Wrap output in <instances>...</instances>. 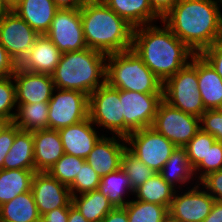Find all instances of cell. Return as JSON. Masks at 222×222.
Wrapping results in <instances>:
<instances>
[{
  "instance_id": "obj_1",
  "label": "cell",
  "mask_w": 222,
  "mask_h": 222,
  "mask_svg": "<svg viewBox=\"0 0 222 222\" xmlns=\"http://www.w3.org/2000/svg\"><path fill=\"white\" fill-rule=\"evenodd\" d=\"M213 0H179L163 23L194 53L222 39V13Z\"/></svg>"
},
{
  "instance_id": "obj_2",
  "label": "cell",
  "mask_w": 222,
  "mask_h": 222,
  "mask_svg": "<svg viewBox=\"0 0 222 222\" xmlns=\"http://www.w3.org/2000/svg\"><path fill=\"white\" fill-rule=\"evenodd\" d=\"M161 23L134 28L132 50L163 83L187 66L196 53Z\"/></svg>"
},
{
  "instance_id": "obj_3",
  "label": "cell",
  "mask_w": 222,
  "mask_h": 222,
  "mask_svg": "<svg viewBox=\"0 0 222 222\" xmlns=\"http://www.w3.org/2000/svg\"><path fill=\"white\" fill-rule=\"evenodd\" d=\"M80 14L88 48L106 55L132 49L134 28L102 0H87Z\"/></svg>"
},
{
  "instance_id": "obj_4",
  "label": "cell",
  "mask_w": 222,
  "mask_h": 222,
  "mask_svg": "<svg viewBox=\"0 0 222 222\" xmlns=\"http://www.w3.org/2000/svg\"><path fill=\"white\" fill-rule=\"evenodd\" d=\"M107 55L90 48L63 53L53 72L55 88L77 90L88 96L106 83Z\"/></svg>"
},
{
  "instance_id": "obj_5",
  "label": "cell",
  "mask_w": 222,
  "mask_h": 222,
  "mask_svg": "<svg viewBox=\"0 0 222 222\" xmlns=\"http://www.w3.org/2000/svg\"><path fill=\"white\" fill-rule=\"evenodd\" d=\"M106 83L119 90L163 94V83L132 49L107 55Z\"/></svg>"
},
{
  "instance_id": "obj_6",
  "label": "cell",
  "mask_w": 222,
  "mask_h": 222,
  "mask_svg": "<svg viewBox=\"0 0 222 222\" xmlns=\"http://www.w3.org/2000/svg\"><path fill=\"white\" fill-rule=\"evenodd\" d=\"M197 54L191 62L163 82V101L187 114L200 118L206 111L199 88Z\"/></svg>"
},
{
  "instance_id": "obj_7",
  "label": "cell",
  "mask_w": 222,
  "mask_h": 222,
  "mask_svg": "<svg viewBox=\"0 0 222 222\" xmlns=\"http://www.w3.org/2000/svg\"><path fill=\"white\" fill-rule=\"evenodd\" d=\"M89 118L96 127H103L110 135L124 138L119 89L104 83L93 91L89 95Z\"/></svg>"
},
{
  "instance_id": "obj_8",
  "label": "cell",
  "mask_w": 222,
  "mask_h": 222,
  "mask_svg": "<svg viewBox=\"0 0 222 222\" xmlns=\"http://www.w3.org/2000/svg\"><path fill=\"white\" fill-rule=\"evenodd\" d=\"M127 149L159 173L176 146L152 127L133 131L126 137Z\"/></svg>"
},
{
  "instance_id": "obj_9",
  "label": "cell",
  "mask_w": 222,
  "mask_h": 222,
  "mask_svg": "<svg viewBox=\"0 0 222 222\" xmlns=\"http://www.w3.org/2000/svg\"><path fill=\"white\" fill-rule=\"evenodd\" d=\"M48 103L49 129L59 130L89 117V96L81 91L55 88Z\"/></svg>"
},
{
  "instance_id": "obj_10",
  "label": "cell",
  "mask_w": 222,
  "mask_h": 222,
  "mask_svg": "<svg viewBox=\"0 0 222 222\" xmlns=\"http://www.w3.org/2000/svg\"><path fill=\"white\" fill-rule=\"evenodd\" d=\"M124 117V138L133 131L152 127L163 94L119 90Z\"/></svg>"
},
{
  "instance_id": "obj_11",
  "label": "cell",
  "mask_w": 222,
  "mask_h": 222,
  "mask_svg": "<svg viewBox=\"0 0 222 222\" xmlns=\"http://www.w3.org/2000/svg\"><path fill=\"white\" fill-rule=\"evenodd\" d=\"M152 128L165 136L176 147H184L200 130V118L162 101L159 104Z\"/></svg>"
},
{
  "instance_id": "obj_12",
  "label": "cell",
  "mask_w": 222,
  "mask_h": 222,
  "mask_svg": "<svg viewBox=\"0 0 222 222\" xmlns=\"http://www.w3.org/2000/svg\"><path fill=\"white\" fill-rule=\"evenodd\" d=\"M186 186L185 192L175 191L168 214L180 222H203L215 199L197 181Z\"/></svg>"
},
{
  "instance_id": "obj_13",
  "label": "cell",
  "mask_w": 222,
  "mask_h": 222,
  "mask_svg": "<svg viewBox=\"0 0 222 222\" xmlns=\"http://www.w3.org/2000/svg\"><path fill=\"white\" fill-rule=\"evenodd\" d=\"M45 35L62 54L87 48L80 9H59Z\"/></svg>"
},
{
  "instance_id": "obj_14",
  "label": "cell",
  "mask_w": 222,
  "mask_h": 222,
  "mask_svg": "<svg viewBox=\"0 0 222 222\" xmlns=\"http://www.w3.org/2000/svg\"><path fill=\"white\" fill-rule=\"evenodd\" d=\"M39 36L15 11L0 23V44L18 65Z\"/></svg>"
},
{
  "instance_id": "obj_15",
  "label": "cell",
  "mask_w": 222,
  "mask_h": 222,
  "mask_svg": "<svg viewBox=\"0 0 222 222\" xmlns=\"http://www.w3.org/2000/svg\"><path fill=\"white\" fill-rule=\"evenodd\" d=\"M31 192L41 217L55 208L69 207L72 204L69 187L48 172H35Z\"/></svg>"
},
{
  "instance_id": "obj_16",
  "label": "cell",
  "mask_w": 222,
  "mask_h": 222,
  "mask_svg": "<svg viewBox=\"0 0 222 222\" xmlns=\"http://www.w3.org/2000/svg\"><path fill=\"white\" fill-rule=\"evenodd\" d=\"M16 86V103H48L55 89L51 75L23 70L18 66L12 75Z\"/></svg>"
},
{
  "instance_id": "obj_17",
  "label": "cell",
  "mask_w": 222,
  "mask_h": 222,
  "mask_svg": "<svg viewBox=\"0 0 222 222\" xmlns=\"http://www.w3.org/2000/svg\"><path fill=\"white\" fill-rule=\"evenodd\" d=\"M103 135L85 159L99 176H105L121 167L122 154L127 148L126 138Z\"/></svg>"
},
{
  "instance_id": "obj_18",
  "label": "cell",
  "mask_w": 222,
  "mask_h": 222,
  "mask_svg": "<svg viewBox=\"0 0 222 222\" xmlns=\"http://www.w3.org/2000/svg\"><path fill=\"white\" fill-rule=\"evenodd\" d=\"M90 118L58 130L65 154L86 159L97 141L106 134H99Z\"/></svg>"
},
{
  "instance_id": "obj_19",
  "label": "cell",
  "mask_w": 222,
  "mask_h": 222,
  "mask_svg": "<svg viewBox=\"0 0 222 222\" xmlns=\"http://www.w3.org/2000/svg\"><path fill=\"white\" fill-rule=\"evenodd\" d=\"M61 56L60 50L46 35H39L18 67L34 73L52 75Z\"/></svg>"
},
{
  "instance_id": "obj_20",
  "label": "cell",
  "mask_w": 222,
  "mask_h": 222,
  "mask_svg": "<svg viewBox=\"0 0 222 222\" xmlns=\"http://www.w3.org/2000/svg\"><path fill=\"white\" fill-rule=\"evenodd\" d=\"M34 168L36 172L48 170L65 154L58 130L33 131Z\"/></svg>"
},
{
  "instance_id": "obj_21",
  "label": "cell",
  "mask_w": 222,
  "mask_h": 222,
  "mask_svg": "<svg viewBox=\"0 0 222 222\" xmlns=\"http://www.w3.org/2000/svg\"><path fill=\"white\" fill-rule=\"evenodd\" d=\"M39 35H45L59 8L53 0H20L12 9Z\"/></svg>"
},
{
  "instance_id": "obj_22",
  "label": "cell",
  "mask_w": 222,
  "mask_h": 222,
  "mask_svg": "<svg viewBox=\"0 0 222 222\" xmlns=\"http://www.w3.org/2000/svg\"><path fill=\"white\" fill-rule=\"evenodd\" d=\"M133 28L154 24L162 18L152 9L149 0H102Z\"/></svg>"
},
{
  "instance_id": "obj_23",
  "label": "cell",
  "mask_w": 222,
  "mask_h": 222,
  "mask_svg": "<svg viewBox=\"0 0 222 222\" xmlns=\"http://www.w3.org/2000/svg\"><path fill=\"white\" fill-rule=\"evenodd\" d=\"M198 88L206 110L222 109V78L197 54Z\"/></svg>"
},
{
  "instance_id": "obj_24",
  "label": "cell",
  "mask_w": 222,
  "mask_h": 222,
  "mask_svg": "<svg viewBox=\"0 0 222 222\" xmlns=\"http://www.w3.org/2000/svg\"><path fill=\"white\" fill-rule=\"evenodd\" d=\"M3 169L35 170L33 131L19 130L4 159Z\"/></svg>"
},
{
  "instance_id": "obj_25",
  "label": "cell",
  "mask_w": 222,
  "mask_h": 222,
  "mask_svg": "<svg viewBox=\"0 0 222 222\" xmlns=\"http://www.w3.org/2000/svg\"><path fill=\"white\" fill-rule=\"evenodd\" d=\"M159 173L176 190L185 189L187 183L196 180L184 147L175 148Z\"/></svg>"
},
{
  "instance_id": "obj_26",
  "label": "cell",
  "mask_w": 222,
  "mask_h": 222,
  "mask_svg": "<svg viewBox=\"0 0 222 222\" xmlns=\"http://www.w3.org/2000/svg\"><path fill=\"white\" fill-rule=\"evenodd\" d=\"M1 222H40L41 216L31 191L17 195L0 206Z\"/></svg>"
},
{
  "instance_id": "obj_27",
  "label": "cell",
  "mask_w": 222,
  "mask_h": 222,
  "mask_svg": "<svg viewBox=\"0 0 222 222\" xmlns=\"http://www.w3.org/2000/svg\"><path fill=\"white\" fill-rule=\"evenodd\" d=\"M98 190L108 198L114 208L124 207L131 200L129 197L134 194L129 178L121 167L102 176Z\"/></svg>"
},
{
  "instance_id": "obj_28",
  "label": "cell",
  "mask_w": 222,
  "mask_h": 222,
  "mask_svg": "<svg viewBox=\"0 0 222 222\" xmlns=\"http://www.w3.org/2000/svg\"><path fill=\"white\" fill-rule=\"evenodd\" d=\"M35 170H0V206L17 195L31 191Z\"/></svg>"
},
{
  "instance_id": "obj_29",
  "label": "cell",
  "mask_w": 222,
  "mask_h": 222,
  "mask_svg": "<svg viewBox=\"0 0 222 222\" xmlns=\"http://www.w3.org/2000/svg\"><path fill=\"white\" fill-rule=\"evenodd\" d=\"M176 189L167 183L160 173H155L134 190V199L155 203L169 209Z\"/></svg>"
},
{
  "instance_id": "obj_30",
  "label": "cell",
  "mask_w": 222,
  "mask_h": 222,
  "mask_svg": "<svg viewBox=\"0 0 222 222\" xmlns=\"http://www.w3.org/2000/svg\"><path fill=\"white\" fill-rule=\"evenodd\" d=\"M72 205L75 206L89 222H101L114 208L108 198L98 189L72 196Z\"/></svg>"
},
{
  "instance_id": "obj_31",
  "label": "cell",
  "mask_w": 222,
  "mask_h": 222,
  "mask_svg": "<svg viewBox=\"0 0 222 222\" xmlns=\"http://www.w3.org/2000/svg\"><path fill=\"white\" fill-rule=\"evenodd\" d=\"M13 123L21 130L35 131L48 128L49 103L17 104Z\"/></svg>"
},
{
  "instance_id": "obj_32",
  "label": "cell",
  "mask_w": 222,
  "mask_h": 222,
  "mask_svg": "<svg viewBox=\"0 0 222 222\" xmlns=\"http://www.w3.org/2000/svg\"><path fill=\"white\" fill-rule=\"evenodd\" d=\"M128 222H163L168 216V208L155 203L132 199L124 206Z\"/></svg>"
},
{
  "instance_id": "obj_33",
  "label": "cell",
  "mask_w": 222,
  "mask_h": 222,
  "mask_svg": "<svg viewBox=\"0 0 222 222\" xmlns=\"http://www.w3.org/2000/svg\"><path fill=\"white\" fill-rule=\"evenodd\" d=\"M121 168L129 178L132 189L135 190L140 185L152 177L156 172L145 163L135 157L127 148L122 154Z\"/></svg>"
},
{
  "instance_id": "obj_34",
  "label": "cell",
  "mask_w": 222,
  "mask_h": 222,
  "mask_svg": "<svg viewBox=\"0 0 222 222\" xmlns=\"http://www.w3.org/2000/svg\"><path fill=\"white\" fill-rule=\"evenodd\" d=\"M86 162L85 159L73 155L64 154L49 170L48 173L56 178L60 183L70 186L76 174L80 171V166Z\"/></svg>"
},
{
  "instance_id": "obj_35",
  "label": "cell",
  "mask_w": 222,
  "mask_h": 222,
  "mask_svg": "<svg viewBox=\"0 0 222 222\" xmlns=\"http://www.w3.org/2000/svg\"><path fill=\"white\" fill-rule=\"evenodd\" d=\"M17 108L16 86L13 76L0 78V118L13 122Z\"/></svg>"
},
{
  "instance_id": "obj_36",
  "label": "cell",
  "mask_w": 222,
  "mask_h": 222,
  "mask_svg": "<svg viewBox=\"0 0 222 222\" xmlns=\"http://www.w3.org/2000/svg\"><path fill=\"white\" fill-rule=\"evenodd\" d=\"M216 138L201 129L196 135L184 146L189 163L194 169L201 161H206V154L209 147L213 145Z\"/></svg>"
},
{
  "instance_id": "obj_37",
  "label": "cell",
  "mask_w": 222,
  "mask_h": 222,
  "mask_svg": "<svg viewBox=\"0 0 222 222\" xmlns=\"http://www.w3.org/2000/svg\"><path fill=\"white\" fill-rule=\"evenodd\" d=\"M100 180L101 176H99L95 170L85 162L80 166L79 173L76 174L74 182L69 186L71 196L97 190Z\"/></svg>"
},
{
  "instance_id": "obj_38",
  "label": "cell",
  "mask_w": 222,
  "mask_h": 222,
  "mask_svg": "<svg viewBox=\"0 0 222 222\" xmlns=\"http://www.w3.org/2000/svg\"><path fill=\"white\" fill-rule=\"evenodd\" d=\"M218 170H222V142L215 141L209 147L206 161H201L193 169V172L197 182H199L207 174Z\"/></svg>"
},
{
  "instance_id": "obj_39",
  "label": "cell",
  "mask_w": 222,
  "mask_h": 222,
  "mask_svg": "<svg viewBox=\"0 0 222 222\" xmlns=\"http://www.w3.org/2000/svg\"><path fill=\"white\" fill-rule=\"evenodd\" d=\"M200 129L222 142V109L206 110L200 116Z\"/></svg>"
},
{
  "instance_id": "obj_40",
  "label": "cell",
  "mask_w": 222,
  "mask_h": 222,
  "mask_svg": "<svg viewBox=\"0 0 222 222\" xmlns=\"http://www.w3.org/2000/svg\"><path fill=\"white\" fill-rule=\"evenodd\" d=\"M215 200L222 201V170L204 176L198 182Z\"/></svg>"
},
{
  "instance_id": "obj_41",
  "label": "cell",
  "mask_w": 222,
  "mask_h": 222,
  "mask_svg": "<svg viewBox=\"0 0 222 222\" xmlns=\"http://www.w3.org/2000/svg\"><path fill=\"white\" fill-rule=\"evenodd\" d=\"M20 129L13 123H8L0 132V170L3 169L4 159L9 152L14 139L15 134Z\"/></svg>"
},
{
  "instance_id": "obj_42",
  "label": "cell",
  "mask_w": 222,
  "mask_h": 222,
  "mask_svg": "<svg viewBox=\"0 0 222 222\" xmlns=\"http://www.w3.org/2000/svg\"><path fill=\"white\" fill-rule=\"evenodd\" d=\"M200 55L215 69L222 78V40L204 49Z\"/></svg>"
},
{
  "instance_id": "obj_43",
  "label": "cell",
  "mask_w": 222,
  "mask_h": 222,
  "mask_svg": "<svg viewBox=\"0 0 222 222\" xmlns=\"http://www.w3.org/2000/svg\"><path fill=\"white\" fill-rule=\"evenodd\" d=\"M17 66L0 44V78L13 75Z\"/></svg>"
},
{
  "instance_id": "obj_44",
  "label": "cell",
  "mask_w": 222,
  "mask_h": 222,
  "mask_svg": "<svg viewBox=\"0 0 222 222\" xmlns=\"http://www.w3.org/2000/svg\"><path fill=\"white\" fill-rule=\"evenodd\" d=\"M69 216V207L55 208L45 213L40 222H67Z\"/></svg>"
},
{
  "instance_id": "obj_45",
  "label": "cell",
  "mask_w": 222,
  "mask_h": 222,
  "mask_svg": "<svg viewBox=\"0 0 222 222\" xmlns=\"http://www.w3.org/2000/svg\"><path fill=\"white\" fill-rule=\"evenodd\" d=\"M179 0H149L152 9L162 18Z\"/></svg>"
},
{
  "instance_id": "obj_46",
  "label": "cell",
  "mask_w": 222,
  "mask_h": 222,
  "mask_svg": "<svg viewBox=\"0 0 222 222\" xmlns=\"http://www.w3.org/2000/svg\"><path fill=\"white\" fill-rule=\"evenodd\" d=\"M101 222H128V215L124 207L113 208Z\"/></svg>"
},
{
  "instance_id": "obj_47",
  "label": "cell",
  "mask_w": 222,
  "mask_h": 222,
  "mask_svg": "<svg viewBox=\"0 0 222 222\" xmlns=\"http://www.w3.org/2000/svg\"><path fill=\"white\" fill-rule=\"evenodd\" d=\"M203 222H222V201L215 200L210 214L204 219Z\"/></svg>"
},
{
  "instance_id": "obj_48",
  "label": "cell",
  "mask_w": 222,
  "mask_h": 222,
  "mask_svg": "<svg viewBox=\"0 0 222 222\" xmlns=\"http://www.w3.org/2000/svg\"><path fill=\"white\" fill-rule=\"evenodd\" d=\"M59 9H80L87 0H53Z\"/></svg>"
},
{
  "instance_id": "obj_49",
  "label": "cell",
  "mask_w": 222,
  "mask_h": 222,
  "mask_svg": "<svg viewBox=\"0 0 222 222\" xmlns=\"http://www.w3.org/2000/svg\"><path fill=\"white\" fill-rule=\"evenodd\" d=\"M67 222H89L86 218L80 213V211L73 206H69V216Z\"/></svg>"
},
{
  "instance_id": "obj_50",
  "label": "cell",
  "mask_w": 222,
  "mask_h": 222,
  "mask_svg": "<svg viewBox=\"0 0 222 222\" xmlns=\"http://www.w3.org/2000/svg\"><path fill=\"white\" fill-rule=\"evenodd\" d=\"M11 10V7L5 2V0H0V23L10 13Z\"/></svg>"
},
{
  "instance_id": "obj_51",
  "label": "cell",
  "mask_w": 222,
  "mask_h": 222,
  "mask_svg": "<svg viewBox=\"0 0 222 222\" xmlns=\"http://www.w3.org/2000/svg\"><path fill=\"white\" fill-rule=\"evenodd\" d=\"M20 0H5V2L11 7V9H13Z\"/></svg>"
},
{
  "instance_id": "obj_52",
  "label": "cell",
  "mask_w": 222,
  "mask_h": 222,
  "mask_svg": "<svg viewBox=\"0 0 222 222\" xmlns=\"http://www.w3.org/2000/svg\"><path fill=\"white\" fill-rule=\"evenodd\" d=\"M8 121H5L3 119L0 118V132L2 131V129L8 124Z\"/></svg>"
},
{
  "instance_id": "obj_53",
  "label": "cell",
  "mask_w": 222,
  "mask_h": 222,
  "mask_svg": "<svg viewBox=\"0 0 222 222\" xmlns=\"http://www.w3.org/2000/svg\"><path fill=\"white\" fill-rule=\"evenodd\" d=\"M163 222H180V221H178V220H176V219H173V218L168 214V216L164 219Z\"/></svg>"
},
{
  "instance_id": "obj_54",
  "label": "cell",
  "mask_w": 222,
  "mask_h": 222,
  "mask_svg": "<svg viewBox=\"0 0 222 222\" xmlns=\"http://www.w3.org/2000/svg\"><path fill=\"white\" fill-rule=\"evenodd\" d=\"M219 7L222 6V0H213ZM221 5V6H220Z\"/></svg>"
}]
</instances>
